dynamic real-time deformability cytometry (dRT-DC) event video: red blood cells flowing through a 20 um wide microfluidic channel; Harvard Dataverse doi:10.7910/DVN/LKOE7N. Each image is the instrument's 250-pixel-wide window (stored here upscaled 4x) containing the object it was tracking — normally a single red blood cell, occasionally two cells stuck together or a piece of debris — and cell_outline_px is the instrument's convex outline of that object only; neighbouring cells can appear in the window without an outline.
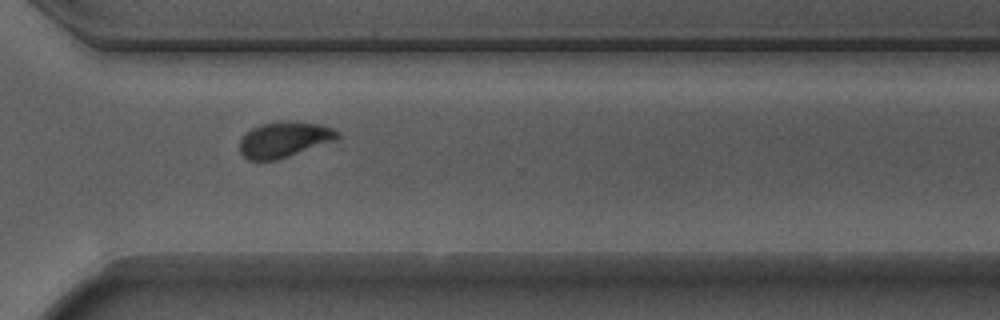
{"species": "Egyptian fruit bat (a non-hibernating species)", "species_latin": "Rousettus aegyptiacus", "temperature_condition": "warm", "stored_images_in_passage": 14, "camera_frame_rate_fps": 3000, "um_per_image_px": 0.085, "animal": {"sex": "male"}, "frame": {"image": 1, "passage_image": 10, "time_ms": 3.0, "image_size_px": [1000, 320], "cell_outline_px": [[340, 136], [336, 140], [276, 160], [248, 160], [240, 152], [240, 140], [252, 128], [260, 124], [288, 120], [320, 124], [332, 128], [340, 132]], "centroid_in_image_um": [24.18, 11.85], "position_along_channel_um": 346.4, "area_um2": 20.17}}